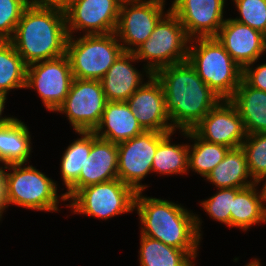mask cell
<instances>
[{
    "label": "cell",
    "instance_id": "1",
    "mask_svg": "<svg viewBox=\"0 0 266 266\" xmlns=\"http://www.w3.org/2000/svg\"><path fill=\"white\" fill-rule=\"evenodd\" d=\"M154 75L162 84L174 130H191L222 100L188 61L162 67Z\"/></svg>",
    "mask_w": 266,
    "mask_h": 266
},
{
    "label": "cell",
    "instance_id": "2",
    "mask_svg": "<svg viewBox=\"0 0 266 266\" xmlns=\"http://www.w3.org/2000/svg\"><path fill=\"white\" fill-rule=\"evenodd\" d=\"M134 209L141 221V235L157 239L166 245L187 251L194 259L201 240L199 216L181 204L147 197L136 192Z\"/></svg>",
    "mask_w": 266,
    "mask_h": 266
},
{
    "label": "cell",
    "instance_id": "3",
    "mask_svg": "<svg viewBox=\"0 0 266 266\" xmlns=\"http://www.w3.org/2000/svg\"><path fill=\"white\" fill-rule=\"evenodd\" d=\"M68 38L63 10L28 5L9 41L28 66L66 55Z\"/></svg>",
    "mask_w": 266,
    "mask_h": 266
},
{
    "label": "cell",
    "instance_id": "4",
    "mask_svg": "<svg viewBox=\"0 0 266 266\" xmlns=\"http://www.w3.org/2000/svg\"><path fill=\"white\" fill-rule=\"evenodd\" d=\"M189 44L187 61L222 100H230L242 79V68L216 37L194 38Z\"/></svg>",
    "mask_w": 266,
    "mask_h": 266
},
{
    "label": "cell",
    "instance_id": "5",
    "mask_svg": "<svg viewBox=\"0 0 266 266\" xmlns=\"http://www.w3.org/2000/svg\"><path fill=\"white\" fill-rule=\"evenodd\" d=\"M190 38L178 17L169 9L158 21L151 36L134 51L137 61H147V77L165 66L187 61Z\"/></svg>",
    "mask_w": 266,
    "mask_h": 266
},
{
    "label": "cell",
    "instance_id": "6",
    "mask_svg": "<svg viewBox=\"0 0 266 266\" xmlns=\"http://www.w3.org/2000/svg\"><path fill=\"white\" fill-rule=\"evenodd\" d=\"M9 164L5 172L7 208L9 204L37 211H58L59 200L67 201L65 195L57 194V185L32 165Z\"/></svg>",
    "mask_w": 266,
    "mask_h": 266
},
{
    "label": "cell",
    "instance_id": "7",
    "mask_svg": "<svg viewBox=\"0 0 266 266\" xmlns=\"http://www.w3.org/2000/svg\"><path fill=\"white\" fill-rule=\"evenodd\" d=\"M69 36L66 55L73 77L101 80L117 58L124 52L115 32L104 35Z\"/></svg>",
    "mask_w": 266,
    "mask_h": 266
},
{
    "label": "cell",
    "instance_id": "8",
    "mask_svg": "<svg viewBox=\"0 0 266 266\" xmlns=\"http://www.w3.org/2000/svg\"><path fill=\"white\" fill-rule=\"evenodd\" d=\"M136 192L119 178L86 186L69 200L74 214H86L108 220L119 214L133 212Z\"/></svg>",
    "mask_w": 266,
    "mask_h": 266
},
{
    "label": "cell",
    "instance_id": "9",
    "mask_svg": "<svg viewBox=\"0 0 266 266\" xmlns=\"http://www.w3.org/2000/svg\"><path fill=\"white\" fill-rule=\"evenodd\" d=\"M106 102L100 80L74 78L68 95L55 112L66 114L75 132H93Z\"/></svg>",
    "mask_w": 266,
    "mask_h": 266
},
{
    "label": "cell",
    "instance_id": "10",
    "mask_svg": "<svg viewBox=\"0 0 266 266\" xmlns=\"http://www.w3.org/2000/svg\"><path fill=\"white\" fill-rule=\"evenodd\" d=\"M169 133L171 132L144 131L117 144L118 178L135 192L144 191L148 187L140 182L152 173L157 146Z\"/></svg>",
    "mask_w": 266,
    "mask_h": 266
},
{
    "label": "cell",
    "instance_id": "11",
    "mask_svg": "<svg viewBox=\"0 0 266 266\" xmlns=\"http://www.w3.org/2000/svg\"><path fill=\"white\" fill-rule=\"evenodd\" d=\"M165 0H122L115 34L124 52H133L151 36L165 15ZM130 6V7H129ZM133 46V47H132Z\"/></svg>",
    "mask_w": 266,
    "mask_h": 266
},
{
    "label": "cell",
    "instance_id": "12",
    "mask_svg": "<svg viewBox=\"0 0 266 266\" xmlns=\"http://www.w3.org/2000/svg\"><path fill=\"white\" fill-rule=\"evenodd\" d=\"M73 79L69 58L64 55L28 65L25 88L37 90L43 105L55 112L68 95Z\"/></svg>",
    "mask_w": 266,
    "mask_h": 266
},
{
    "label": "cell",
    "instance_id": "13",
    "mask_svg": "<svg viewBox=\"0 0 266 266\" xmlns=\"http://www.w3.org/2000/svg\"><path fill=\"white\" fill-rule=\"evenodd\" d=\"M122 0H69L64 10L69 36L75 31L84 35H104L116 31Z\"/></svg>",
    "mask_w": 266,
    "mask_h": 266
},
{
    "label": "cell",
    "instance_id": "14",
    "mask_svg": "<svg viewBox=\"0 0 266 266\" xmlns=\"http://www.w3.org/2000/svg\"><path fill=\"white\" fill-rule=\"evenodd\" d=\"M191 130L206 142L230 149L241 147L247 135L242 118L230 100H221Z\"/></svg>",
    "mask_w": 266,
    "mask_h": 266
},
{
    "label": "cell",
    "instance_id": "15",
    "mask_svg": "<svg viewBox=\"0 0 266 266\" xmlns=\"http://www.w3.org/2000/svg\"><path fill=\"white\" fill-rule=\"evenodd\" d=\"M225 0H174L170 10L178 17L188 37H216L223 19Z\"/></svg>",
    "mask_w": 266,
    "mask_h": 266
},
{
    "label": "cell",
    "instance_id": "16",
    "mask_svg": "<svg viewBox=\"0 0 266 266\" xmlns=\"http://www.w3.org/2000/svg\"><path fill=\"white\" fill-rule=\"evenodd\" d=\"M138 123L145 131L174 132L166 112L162 84L154 74L126 101Z\"/></svg>",
    "mask_w": 266,
    "mask_h": 266
},
{
    "label": "cell",
    "instance_id": "17",
    "mask_svg": "<svg viewBox=\"0 0 266 266\" xmlns=\"http://www.w3.org/2000/svg\"><path fill=\"white\" fill-rule=\"evenodd\" d=\"M216 38L242 69L249 64L254 66L266 52V36L234 18L225 19Z\"/></svg>",
    "mask_w": 266,
    "mask_h": 266
},
{
    "label": "cell",
    "instance_id": "18",
    "mask_svg": "<svg viewBox=\"0 0 266 266\" xmlns=\"http://www.w3.org/2000/svg\"><path fill=\"white\" fill-rule=\"evenodd\" d=\"M118 178L117 144L99 138L92 132V147L77 182L66 192V200L81 188Z\"/></svg>",
    "mask_w": 266,
    "mask_h": 266
},
{
    "label": "cell",
    "instance_id": "19",
    "mask_svg": "<svg viewBox=\"0 0 266 266\" xmlns=\"http://www.w3.org/2000/svg\"><path fill=\"white\" fill-rule=\"evenodd\" d=\"M144 131L126 101H107L93 132L99 138L119 144Z\"/></svg>",
    "mask_w": 266,
    "mask_h": 266
},
{
    "label": "cell",
    "instance_id": "20",
    "mask_svg": "<svg viewBox=\"0 0 266 266\" xmlns=\"http://www.w3.org/2000/svg\"><path fill=\"white\" fill-rule=\"evenodd\" d=\"M133 52H123L100 80L107 101H127L143 84V75L131 64Z\"/></svg>",
    "mask_w": 266,
    "mask_h": 266
},
{
    "label": "cell",
    "instance_id": "21",
    "mask_svg": "<svg viewBox=\"0 0 266 266\" xmlns=\"http://www.w3.org/2000/svg\"><path fill=\"white\" fill-rule=\"evenodd\" d=\"M230 101L242 118L246 134L266 132V92L249 86L241 79Z\"/></svg>",
    "mask_w": 266,
    "mask_h": 266
},
{
    "label": "cell",
    "instance_id": "22",
    "mask_svg": "<svg viewBox=\"0 0 266 266\" xmlns=\"http://www.w3.org/2000/svg\"><path fill=\"white\" fill-rule=\"evenodd\" d=\"M255 183L241 189L233 200L231 211V227H238L247 231L252 225L266 222V190L264 186L260 192ZM264 202V203H263Z\"/></svg>",
    "mask_w": 266,
    "mask_h": 266
},
{
    "label": "cell",
    "instance_id": "23",
    "mask_svg": "<svg viewBox=\"0 0 266 266\" xmlns=\"http://www.w3.org/2000/svg\"><path fill=\"white\" fill-rule=\"evenodd\" d=\"M251 175L249 173L246 154L239 147L230 149L224 159L214 167L206 176V179L220 188H238L243 189L255 184V181L247 180Z\"/></svg>",
    "mask_w": 266,
    "mask_h": 266
},
{
    "label": "cell",
    "instance_id": "24",
    "mask_svg": "<svg viewBox=\"0 0 266 266\" xmlns=\"http://www.w3.org/2000/svg\"><path fill=\"white\" fill-rule=\"evenodd\" d=\"M28 129L25 123L17 118L0 127V163L27 164L32 149Z\"/></svg>",
    "mask_w": 266,
    "mask_h": 266
},
{
    "label": "cell",
    "instance_id": "25",
    "mask_svg": "<svg viewBox=\"0 0 266 266\" xmlns=\"http://www.w3.org/2000/svg\"><path fill=\"white\" fill-rule=\"evenodd\" d=\"M140 240L138 252L141 266H194L192 261L195 259L187 251L145 235H141Z\"/></svg>",
    "mask_w": 266,
    "mask_h": 266
},
{
    "label": "cell",
    "instance_id": "26",
    "mask_svg": "<svg viewBox=\"0 0 266 266\" xmlns=\"http://www.w3.org/2000/svg\"><path fill=\"white\" fill-rule=\"evenodd\" d=\"M181 132L190 140H194V144L189 145L188 169H192L197 174L206 178L214 167L224 159L230 148L206 142L199 138L192 130Z\"/></svg>",
    "mask_w": 266,
    "mask_h": 266
},
{
    "label": "cell",
    "instance_id": "27",
    "mask_svg": "<svg viewBox=\"0 0 266 266\" xmlns=\"http://www.w3.org/2000/svg\"><path fill=\"white\" fill-rule=\"evenodd\" d=\"M26 68L22 57L9 40H0V93L26 86Z\"/></svg>",
    "mask_w": 266,
    "mask_h": 266
},
{
    "label": "cell",
    "instance_id": "28",
    "mask_svg": "<svg viewBox=\"0 0 266 266\" xmlns=\"http://www.w3.org/2000/svg\"><path fill=\"white\" fill-rule=\"evenodd\" d=\"M169 133L157 146L153 157L152 172L161 175L184 174L188 172L189 145L171 144Z\"/></svg>",
    "mask_w": 266,
    "mask_h": 266
},
{
    "label": "cell",
    "instance_id": "29",
    "mask_svg": "<svg viewBox=\"0 0 266 266\" xmlns=\"http://www.w3.org/2000/svg\"><path fill=\"white\" fill-rule=\"evenodd\" d=\"M82 135L81 138L74 140L61 158V174L67 191L79 179L82 168L90 154L92 147V132H76Z\"/></svg>",
    "mask_w": 266,
    "mask_h": 266
},
{
    "label": "cell",
    "instance_id": "30",
    "mask_svg": "<svg viewBox=\"0 0 266 266\" xmlns=\"http://www.w3.org/2000/svg\"><path fill=\"white\" fill-rule=\"evenodd\" d=\"M241 148L246 154L251 179L256 183L266 180V132L247 134Z\"/></svg>",
    "mask_w": 266,
    "mask_h": 266
},
{
    "label": "cell",
    "instance_id": "31",
    "mask_svg": "<svg viewBox=\"0 0 266 266\" xmlns=\"http://www.w3.org/2000/svg\"><path fill=\"white\" fill-rule=\"evenodd\" d=\"M217 193L201 203L209 217L231 227V211L235 195L241 190L238 188H220Z\"/></svg>",
    "mask_w": 266,
    "mask_h": 266
},
{
    "label": "cell",
    "instance_id": "32",
    "mask_svg": "<svg viewBox=\"0 0 266 266\" xmlns=\"http://www.w3.org/2000/svg\"><path fill=\"white\" fill-rule=\"evenodd\" d=\"M233 2L240 15L234 20L266 36V0H233Z\"/></svg>",
    "mask_w": 266,
    "mask_h": 266
},
{
    "label": "cell",
    "instance_id": "33",
    "mask_svg": "<svg viewBox=\"0 0 266 266\" xmlns=\"http://www.w3.org/2000/svg\"><path fill=\"white\" fill-rule=\"evenodd\" d=\"M27 6V0H0V40L12 38Z\"/></svg>",
    "mask_w": 266,
    "mask_h": 266
},
{
    "label": "cell",
    "instance_id": "34",
    "mask_svg": "<svg viewBox=\"0 0 266 266\" xmlns=\"http://www.w3.org/2000/svg\"><path fill=\"white\" fill-rule=\"evenodd\" d=\"M242 79L249 86L266 92V63L254 68L252 64L245 66L242 69Z\"/></svg>",
    "mask_w": 266,
    "mask_h": 266
},
{
    "label": "cell",
    "instance_id": "35",
    "mask_svg": "<svg viewBox=\"0 0 266 266\" xmlns=\"http://www.w3.org/2000/svg\"><path fill=\"white\" fill-rule=\"evenodd\" d=\"M28 5L35 7H47V8H57L60 10H65L68 6L69 0H27Z\"/></svg>",
    "mask_w": 266,
    "mask_h": 266
},
{
    "label": "cell",
    "instance_id": "36",
    "mask_svg": "<svg viewBox=\"0 0 266 266\" xmlns=\"http://www.w3.org/2000/svg\"><path fill=\"white\" fill-rule=\"evenodd\" d=\"M5 169L4 167L0 166V208L4 211L7 208L6 203V190H5Z\"/></svg>",
    "mask_w": 266,
    "mask_h": 266
},
{
    "label": "cell",
    "instance_id": "37",
    "mask_svg": "<svg viewBox=\"0 0 266 266\" xmlns=\"http://www.w3.org/2000/svg\"><path fill=\"white\" fill-rule=\"evenodd\" d=\"M7 99V95L0 93V127L8 124L10 121H12L13 117H2V113L5 108V100Z\"/></svg>",
    "mask_w": 266,
    "mask_h": 266
},
{
    "label": "cell",
    "instance_id": "38",
    "mask_svg": "<svg viewBox=\"0 0 266 266\" xmlns=\"http://www.w3.org/2000/svg\"><path fill=\"white\" fill-rule=\"evenodd\" d=\"M246 266H261V265H260L259 260H257L255 258L253 261H251L250 263H248Z\"/></svg>",
    "mask_w": 266,
    "mask_h": 266
},
{
    "label": "cell",
    "instance_id": "39",
    "mask_svg": "<svg viewBox=\"0 0 266 266\" xmlns=\"http://www.w3.org/2000/svg\"><path fill=\"white\" fill-rule=\"evenodd\" d=\"M3 210L0 208V220L2 218Z\"/></svg>",
    "mask_w": 266,
    "mask_h": 266
},
{
    "label": "cell",
    "instance_id": "40",
    "mask_svg": "<svg viewBox=\"0 0 266 266\" xmlns=\"http://www.w3.org/2000/svg\"><path fill=\"white\" fill-rule=\"evenodd\" d=\"M263 186H264V189L266 190V181H265V183H264V185H263Z\"/></svg>",
    "mask_w": 266,
    "mask_h": 266
}]
</instances>
